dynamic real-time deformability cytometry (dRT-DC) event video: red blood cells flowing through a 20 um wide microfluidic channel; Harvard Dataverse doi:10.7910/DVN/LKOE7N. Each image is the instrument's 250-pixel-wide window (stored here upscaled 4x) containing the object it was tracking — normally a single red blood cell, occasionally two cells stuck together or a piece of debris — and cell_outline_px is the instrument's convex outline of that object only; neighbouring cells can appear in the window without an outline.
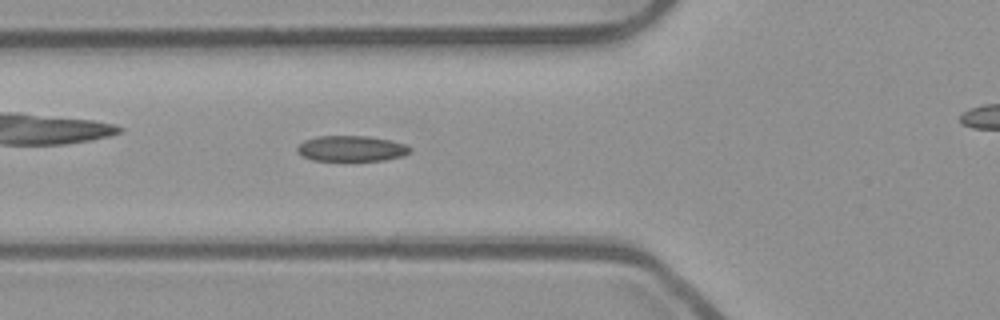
{"species": "common noctule bat (a hibernating species)", "species_latin": "Nyctalus noctula", "temperature_condition": "room temperature", "stored_images_in_passage": 42, "camera_frame_rate_fps": 3000, "um_per_image_px": 0.085, "animal": {"sex": "male", "body_mass_g": 23.1, "forearm_length_mm": 52.7}, "frame": {"image": 1, "passage_image": 15, "time_ms": 4.667, "image_size_px": [1000, 320], "cell_outline_px": [[412, 148], [408, 152], [400, 156], [384, 160], [312, 160], [300, 156], [296, 152], [296, 148], [304, 140], [316, 136], [368, 136], [388, 140], [404, 144]], "centroid_in_image_um": [29.78, 12.62], "position_along_channel_um": 96.0, "area_um2": 16.7}}
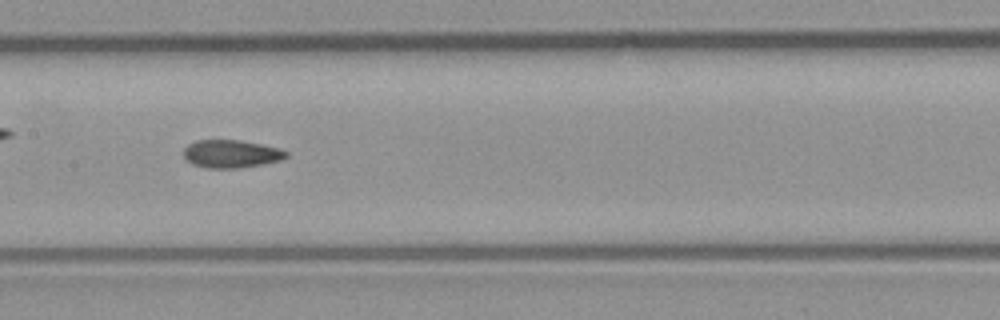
{"frame": {"image": 2, "passage_image": 22, "time_ms": 7.0, "image_size_px": [1000, 320], "cell_outline_px": [[288, 156], [280, 160], [240, 168], [208, 168], [192, 164], [184, 156], [184, 148], [188, 144], [196, 140], [240, 140], [280, 148], [288, 152]], "centroid_in_image_um": [19.64, 13.07], "position_along_channel_um": 187.8, "area_um2": 16.59}}
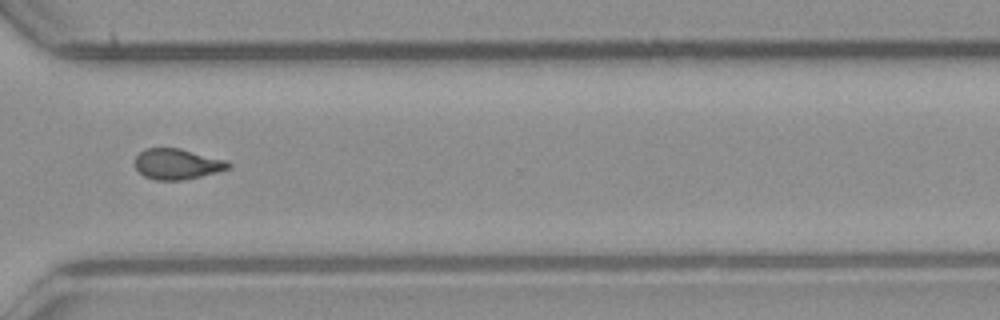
{"frame": {"image": 3, "passage_image": 35, "time_ms": 11.333, "image_size_px": [1000, 320], "cell_outline_px": [[232, 164], [228, 168], [216, 172], [200, 176], [180, 180], [156, 180], [144, 176], [136, 168], [136, 156], [144, 148], [180, 148], [224, 160]], "centroid_in_image_um": [15.02, 13.93], "position_along_channel_um": 355.6, "area_um2": 16.36}}